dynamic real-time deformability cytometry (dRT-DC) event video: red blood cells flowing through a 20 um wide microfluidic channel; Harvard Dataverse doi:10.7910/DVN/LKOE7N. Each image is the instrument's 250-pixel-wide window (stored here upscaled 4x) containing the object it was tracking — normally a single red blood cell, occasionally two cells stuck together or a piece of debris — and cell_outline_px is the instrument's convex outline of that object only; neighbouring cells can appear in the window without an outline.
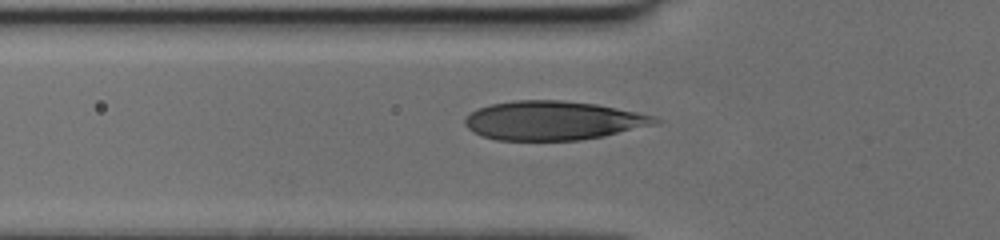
{"species": "human", "species_latin": "Homo sapiens", "temperature_condition": "cold", "stored_images_in_passage": 36, "camera_frame_rate_fps": 3000, "um_per_image_px": 0.085, "donor": {"sex": "female"}, "frame": {"image": 1, "passage_image": 5, "time_ms": 1.333, "image_size_px": [1000, 240], "cell_outline_px": [[664, 120], [660, 124], [604, 136], [580, 140], [496, 140], [480, 136], [472, 132], [464, 124], [464, 120], [472, 112], [480, 108], [492, 104], [516, 100], [560, 100], [596, 104], [656, 116]], "centroid_in_image_um": [47.07, 10.26], "position_along_channel_um": 78.7, "area_um2": 43.35}}
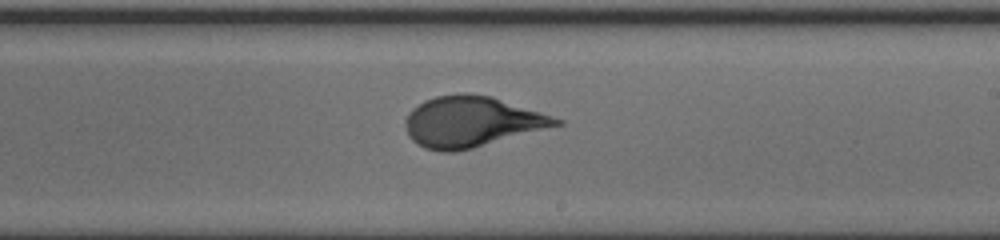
{"frame": {"image": 2, "passage_image": 17, "time_ms": 5.333, "image_size_px": [1000, 240], "cell_outline_px": [[564, 124], [472, 148], [456, 152], [444, 152], [424, 148], [416, 144], [408, 136], [404, 124], [404, 120], [408, 112], [412, 108], [424, 100], [436, 96], [460, 92], [468, 92], [492, 96], [564, 120]], "centroid_in_image_um": [40.04, 10.34], "position_along_channel_um": 249.0, "area_um2": 44.74}}
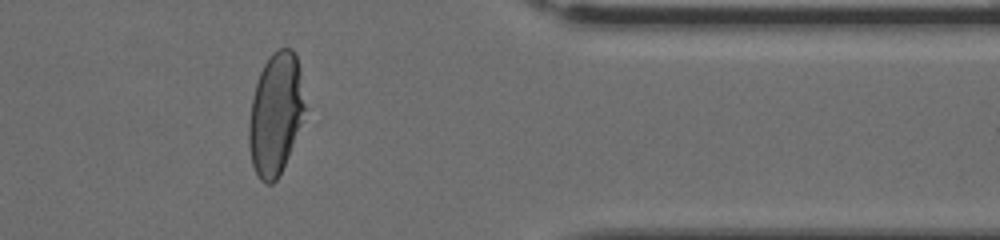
{"frame": {"image": 3, "passage_image": 28, "time_ms": 9.0, "image_size_px": [1000, 240], "cell_outline_px": [[304, 108], [300, 124], [288, 156], [276, 180], [272, 184], [264, 184], [260, 180], [252, 164], [248, 144], [248, 128], [252, 100], [256, 84], [260, 72], [268, 56], [272, 52], [280, 48], [292, 48], [296, 56], [300, 72], [304, 104]], "centroid_in_image_um": [23.39, 9.68], "position_along_channel_um": 388.0, "area_um2": 39.19}}